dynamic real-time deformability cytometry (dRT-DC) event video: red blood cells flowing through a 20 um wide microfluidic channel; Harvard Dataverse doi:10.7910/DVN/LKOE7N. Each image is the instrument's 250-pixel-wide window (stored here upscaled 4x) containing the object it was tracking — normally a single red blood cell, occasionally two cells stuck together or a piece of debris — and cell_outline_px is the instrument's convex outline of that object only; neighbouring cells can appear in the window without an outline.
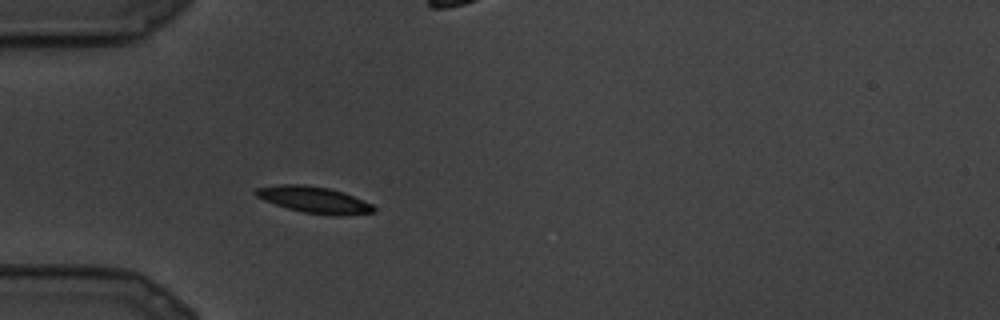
{"species": "common noctule bat (a hibernating species)", "species_latin": "Nyctalus noctula", "temperature_condition": "cold", "stored_images_in_passage": 14, "camera_frame_rate_fps": 3000, "um_per_image_px": 0.085, "animal": {"sex": "male", "body_mass_g": 19.5, "forearm_length_mm": 54.6}, "frame": {"image": 1, "passage_image": 3, "time_ms": 0.667, "image_size_px": [1000, 320], "cell_outline_px": [[376, 212], [340, 216], [336, 216], [304, 212], [288, 208], [264, 200], [256, 196], [252, 192], [256, 188], [276, 184], [304, 184], [328, 188], [344, 192], [372, 204], [376, 208]], "centroid_in_image_um": [26.7, 16.97], "position_along_channel_um": 58.3, "area_um2": 18.26}}
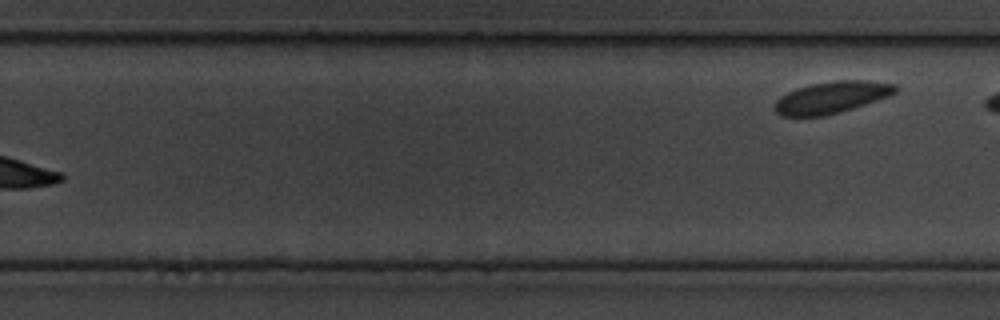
{"frame": {"image": 2, "passage_image": 14, "time_ms": 4.333, "image_size_px": [1000, 320], "cell_outline_px": [[900, 88], [896, 92], [888, 96], [852, 108], [824, 116], [780, 116], [772, 108], [776, 100], [780, 96], [796, 88], [812, 84], [840, 80], [864, 80], [896, 84]], "centroid_in_image_um": [70.65, 8.27], "position_along_channel_um": 259.1, "area_um2": 22.25}}